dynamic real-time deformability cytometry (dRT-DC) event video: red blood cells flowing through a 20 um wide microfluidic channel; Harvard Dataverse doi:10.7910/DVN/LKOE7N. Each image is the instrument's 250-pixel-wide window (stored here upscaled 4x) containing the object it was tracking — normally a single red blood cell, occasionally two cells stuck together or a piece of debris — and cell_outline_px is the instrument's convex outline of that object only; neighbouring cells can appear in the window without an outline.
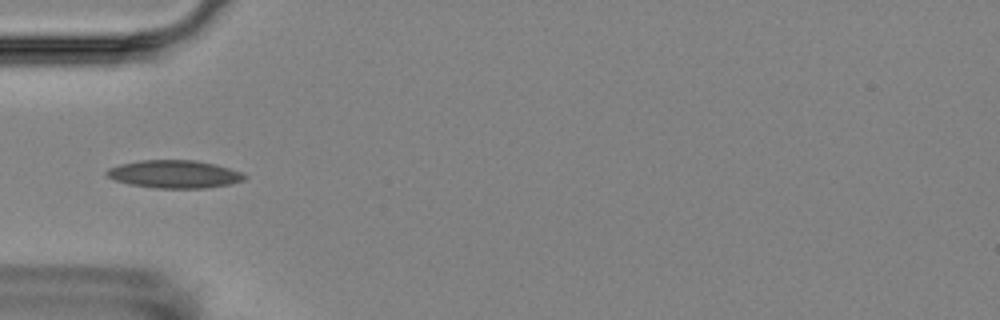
{"species": "Egyptian fruit bat (a non-hibernating species)", "species_latin": "Rousettus aegyptiacus", "temperature_condition": "room temperature", "stored_images_in_passage": 5, "camera_frame_rate_fps": 3000, "um_per_image_px": 0.085, "animal": {"sex": "female"}, "frame": {"image": 1, "passage_image": 2, "time_ms": 1.667, "image_size_px": [1000, 320], "cell_outline_px": [[248, 176], [244, 180], [228, 184], [204, 188], [156, 188], [128, 184], [116, 180], [108, 176], [104, 172], [108, 168], [120, 164], [140, 160], [196, 160], [216, 164], [240, 172]], "centroid_in_image_um": [14.8, 14.79], "position_along_channel_um": 70.2, "area_um2": 22.31}}
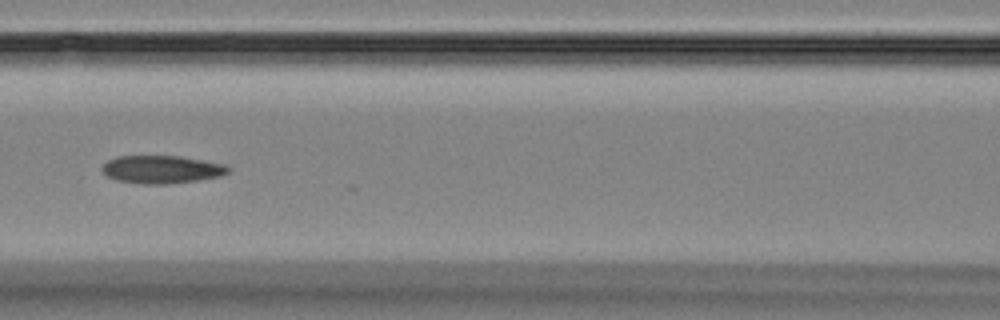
{"frame": {"image": 2, "passage_image": 4, "time_ms": 4.0, "image_size_px": [1000, 320], "cell_outline_px": [[228, 172], [220, 176], [196, 180], [168, 184], [144, 184], [116, 180], [108, 176], [100, 168], [108, 160], [116, 156], [180, 156], [228, 164]], "centroid_in_image_um": [13.74, 14.39], "position_along_channel_um": 152.9, "area_um2": 20.46}}
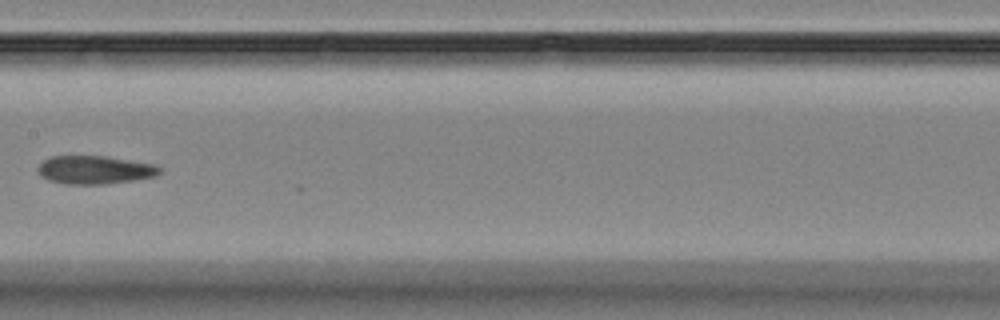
{"frame": {"image": 3, "passage_image": 5, "time_ms": 5.333, "image_size_px": [1000, 320], "cell_outline_px": [[160, 172], [156, 176], [132, 180], [104, 184], [68, 184], [48, 180], [40, 176], [36, 168], [44, 160], [52, 156], [108, 156], [156, 164], [160, 168]], "centroid_in_image_um": [8.05, 14.43], "position_along_channel_um": 199.4, "area_um2": 20.11}}